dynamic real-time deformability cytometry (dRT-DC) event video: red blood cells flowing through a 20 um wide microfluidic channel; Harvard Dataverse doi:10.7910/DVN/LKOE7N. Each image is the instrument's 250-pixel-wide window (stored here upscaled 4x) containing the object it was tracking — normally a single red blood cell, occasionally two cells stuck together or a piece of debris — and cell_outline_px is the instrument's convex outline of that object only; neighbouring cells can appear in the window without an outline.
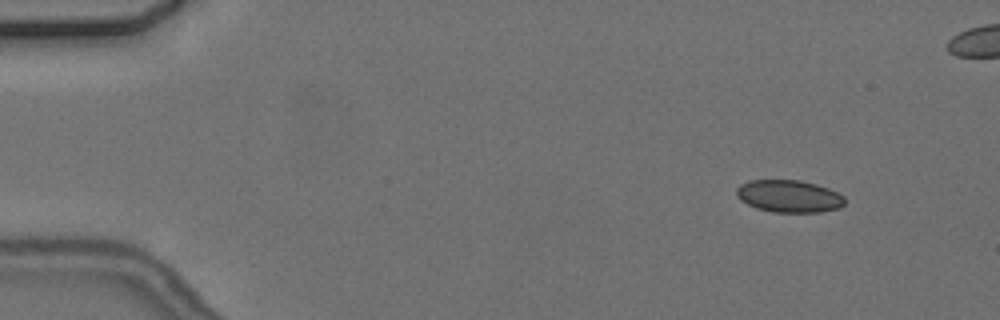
{"species": "common noctule bat (a hibernating species)", "species_latin": "Nyctalus noctula", "temperature_condition": "cold", "stored_images_in_passage": 5, "camera_frame_rate_fps": 3000, "um_per_image_px": 0.085, "animal": {"sex": "female", "body_mass_g": 24.6, "forearm_length_mm": 56.2}, "frame": {"image": 1, "passage_image": 1, "time_ms": 0.0, "image_size_px": [1000, 320], "cell_outline_px": [[844, 204], [840, 208], [820, 212], [772, 212], [756, 208], [740, 200], [736, 196], [736, 188], [740, 184], [748, 180], [800, 180], [816, 184], [828, 188], [844, 196]], "centroid_in_image_um": [67.04, 16.67], "position_along_channel_um": 18.0, "area_um2": 20.52}}